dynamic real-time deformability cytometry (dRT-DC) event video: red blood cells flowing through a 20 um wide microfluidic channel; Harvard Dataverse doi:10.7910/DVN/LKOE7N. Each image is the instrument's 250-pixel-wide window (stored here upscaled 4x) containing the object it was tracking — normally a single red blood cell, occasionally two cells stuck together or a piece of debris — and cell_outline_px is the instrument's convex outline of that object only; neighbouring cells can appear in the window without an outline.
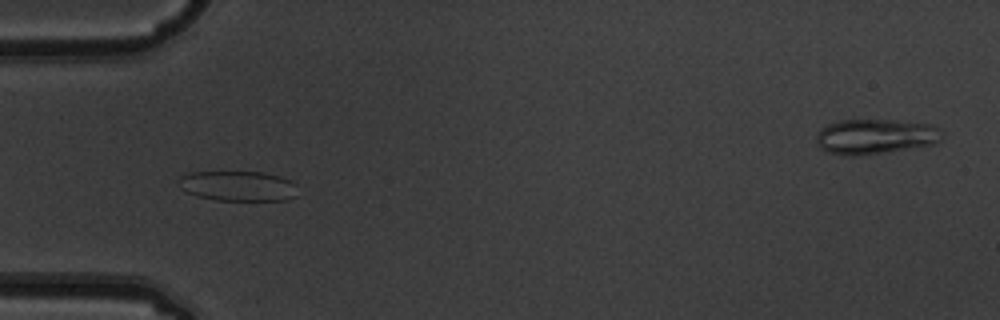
{"species": "common noctule bat (a hibernating species)", "species_latin": "Nyctalus noctula", "temperature_condition": "warm", "stored_images_in_passage": 5, "segment_of_instrument_passage": [1, 2], "camera_frame_rate_fps": 3000, "um_per_image_px": 0.085, "animal": {"sex": "male", "body_mass_g": 19.5, "forearm_length_mm": 54.6}, "frame": {"image": 1, "passage_image": 3, "time_ms": 0.667, "image_size_px": [1000, 320], "cell_outline_px": [[296, 196], [288, 200], [216, 200], [196, 196], [180, 188], [176, 180], [180, 176], [192, 172], [264, 172], [280, 176], [292, 180], [296, 184]], "centroid_in_image_um": [20.23, 15.8], "position_along_channel_um": 64.8, "area_um2": 21.1}}
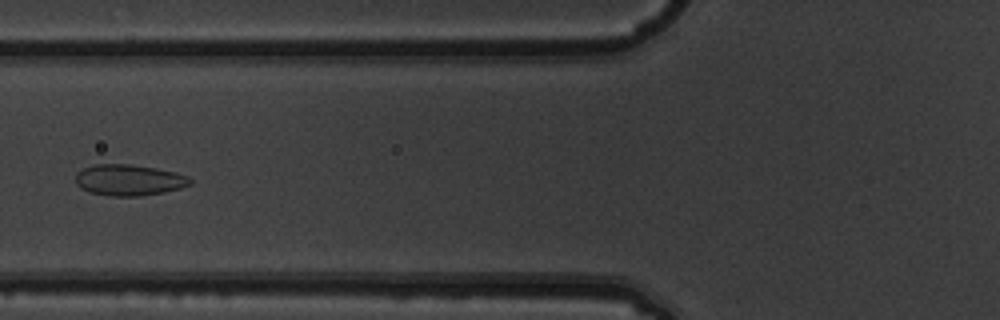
{"frame": {"image": 2, "passage_image": 4, "time_ms": 1.0, "image_size_px": [1000, 320], "cell_outline_px": [[192, 184], [180, 188], [164, 192], [140, 196], [112, 196], [88, 192], [80, 188], [76, 184], [76, 172], [92, 164], [132, 164], [156, 168], [176, 172], [188, 176], [192, 180]], "centroid_in_image_um": [10.96, 15.3], "position_along_channel_um": 114.8, "area_um2": 20.98}}